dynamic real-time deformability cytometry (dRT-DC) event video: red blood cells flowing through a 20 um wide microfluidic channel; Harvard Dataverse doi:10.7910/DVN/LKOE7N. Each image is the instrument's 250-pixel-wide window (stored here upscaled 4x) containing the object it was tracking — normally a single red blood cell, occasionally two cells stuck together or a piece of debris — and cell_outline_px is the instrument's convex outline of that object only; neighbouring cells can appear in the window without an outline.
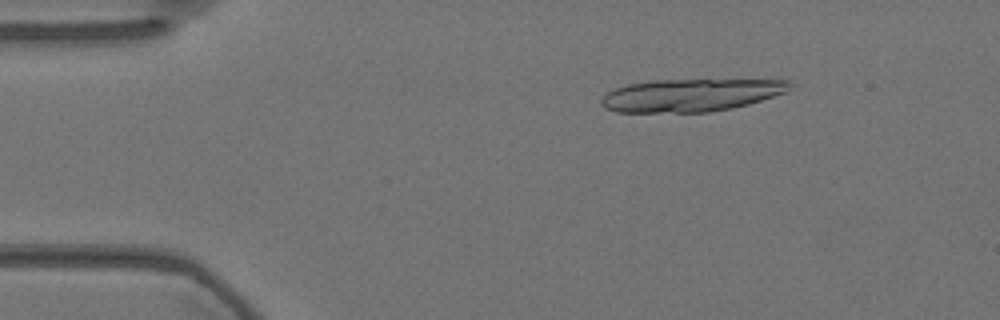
{"species": "Egyptian fruit bat (a non-hibernating species)", "species_latin": "Rousettus aegyptiacus", "temperature_condition": "warm", "stored_images_in_passage": 18, "camera_frame_rate_fps": 3000, "um_per_image_px": 0.085, "animal": {"sex": "female"}, "frame": {"image": 1, "passage_image": 8, "time_ms": 2.333, "image_size_px": [1000, 320], "cell_outline_px": [[788, 88], [784, 92], [748, 104], [732, 108], [708, 112], [616, 112], [604, 108], [600, 104], [600, 100], [608, 92], [616, 88], [628, 84], [656, 80], [788, 80]], "centroid_in_image_um": [58.63, 8.1], "position_along_channel_um": 26.4, "area_um2": 35.37}}